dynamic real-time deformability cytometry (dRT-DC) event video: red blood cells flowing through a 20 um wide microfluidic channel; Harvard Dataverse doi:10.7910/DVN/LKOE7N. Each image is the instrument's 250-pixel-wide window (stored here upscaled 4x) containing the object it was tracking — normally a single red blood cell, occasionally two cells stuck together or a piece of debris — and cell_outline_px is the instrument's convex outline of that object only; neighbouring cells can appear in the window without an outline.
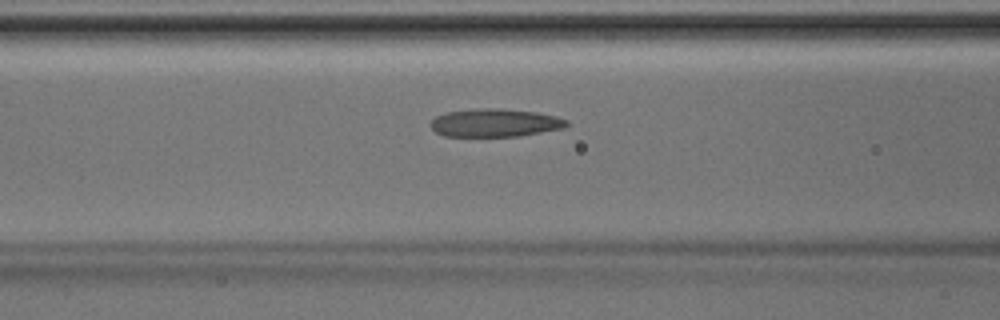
{"species": "Egyptian fruit bat (a non-hibernating species)", "species_latin": "Rousettus aegyptiacus", "temperature_condition": "room temperature", "stored_images_in_passage": 46, "camera_frame_rate_fps": 3000, "um_per_image_px": 0.085, "animal": {"sex": "male"}, "frame": {"image": 1, "passage_image": 19, "time_ms": 6.0, "image_size_px": [1000, 320], "cell_outline_px": [[568, 124], [564, 128], [520, 136], [444, 136], [436, 132], [428, 124], [436, 116], [444, 112], [484, 108], [496, 108], [536, 112], [556, 116], [568, 120]], "centroid_in_image_um": [42.06, 10.44], "position_along_channel_um": 124.5, "area_um2": 22.25}}
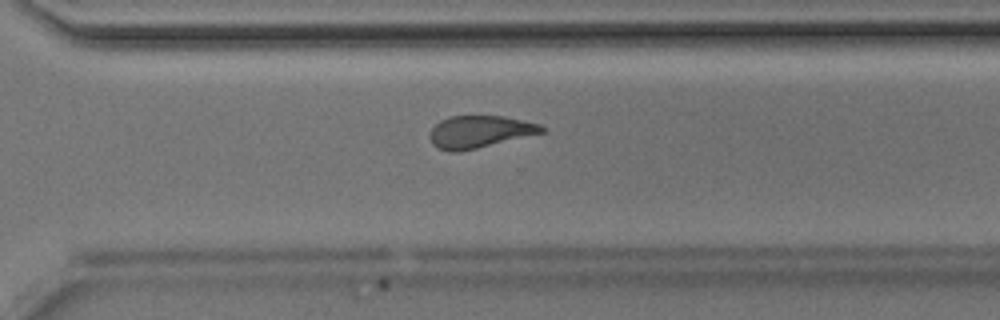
{"frame": {"image": 2, "passage_image": 33, "time_ms": 10.667, "image_size_px": [1000, 320], "cell_outline_px": [[544, 132], [460, 152], [448, 152], [436, 148], [432, 144], [428, 136], [432, 128], [440, 120], [448, 116], [504, 116], [540, 124], [544, 128]], "centroid_in_image_um": [40.7, 11.2], "position_along_channel_um": 329.9, "area_um2": 21.04}}
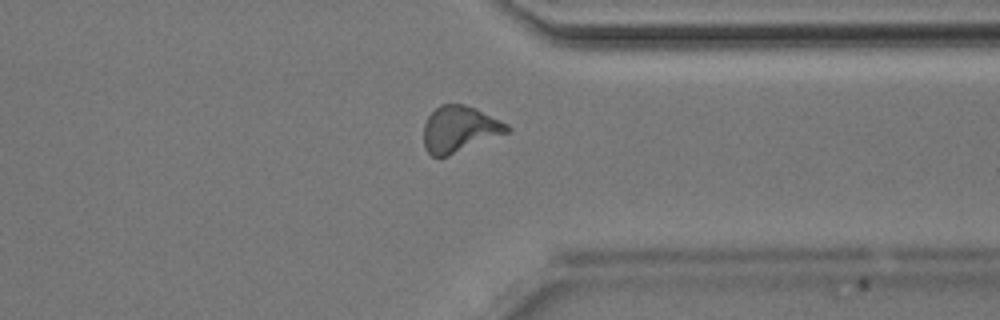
{"frame": {"image": 3, "passage_image": 36, "time_ms": 11.667, "image_size_px": [1000, 320], "cell_outline_px": [[512, 128], [508, 132], [448, 156], [432, 156], [424, 148], [424, 124], [428, 116], [440, 104], [464, 104], [476, 108], [508, 124]], "centroid_in_image_um": [39.05, 10.97], "position_along_channel_um": 372.4, "area_um2": 22.31}}